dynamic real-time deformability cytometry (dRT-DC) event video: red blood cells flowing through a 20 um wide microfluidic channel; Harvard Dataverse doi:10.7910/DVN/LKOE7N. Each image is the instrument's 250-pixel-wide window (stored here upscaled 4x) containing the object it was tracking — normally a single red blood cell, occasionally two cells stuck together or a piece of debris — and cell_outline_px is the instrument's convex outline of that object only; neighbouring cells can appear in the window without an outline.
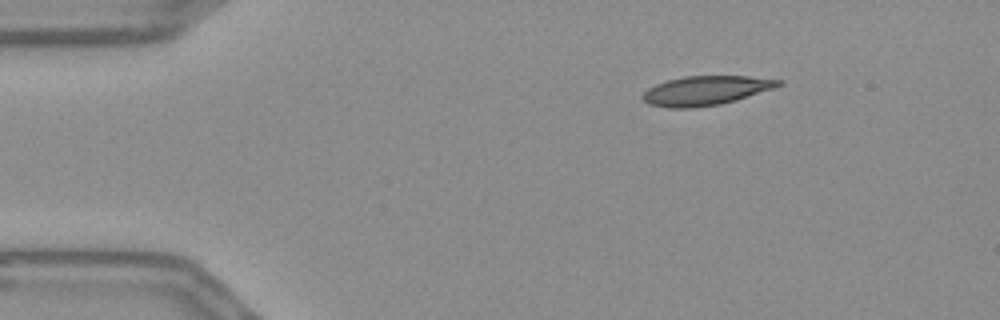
{"species": "Egyptian fruit bat (a non-hibernating species)", "species_latin": "Rousettus aegyptiacus", "temperature_condition": "warm", "stored_images_in_passage": 48, "camera_frame_rate_fps": 3000, "um_per_image_px": 0.085, "frame": {"image": 1, "passage_image": 1, "time_ms": 0.0, "image_size_px": [1000, 320], "cell_outline_px": [[784, 84], [736, 100], [720, 104], [692, 108], [668, 108], [648, 104], [640, 96], [648, 88], [656, 84], [668, 80], [684, 76], [748, 76], [780, 80]], "centroid_in_image_um": [59.94, 7.7], "position_along_channel_um": 25.1, "area_um2": 23.0}}
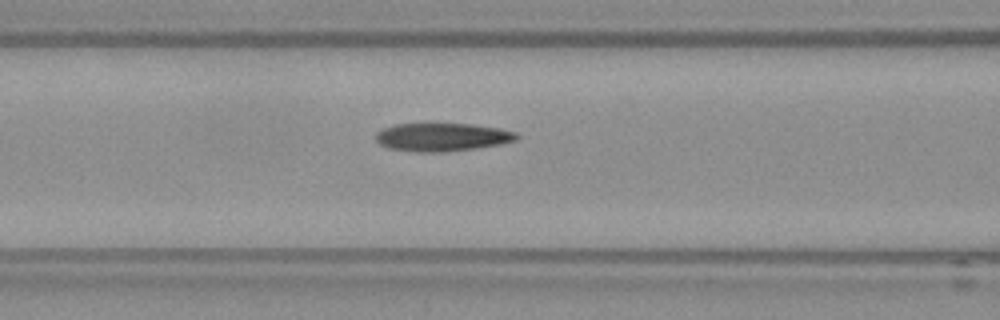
{"frame": {"image": 2, "passage_image": 15, "time_ms": 4.667, "image_size_px": [1000, 320], "cell_outline_px": [[520, 136], [516, 140], [504, 144], [476, 148], [444, 152], [416, 152], [388, 148], [380, 144], [376, 140], [376, 132], [384, 128], [396, 124], [472, 124], [500, 128], [516, 132]], "centroid_in_image_um": [37.62, 11.66], "position_along_channel_um": 129.0, "area_um2": 23.24}}
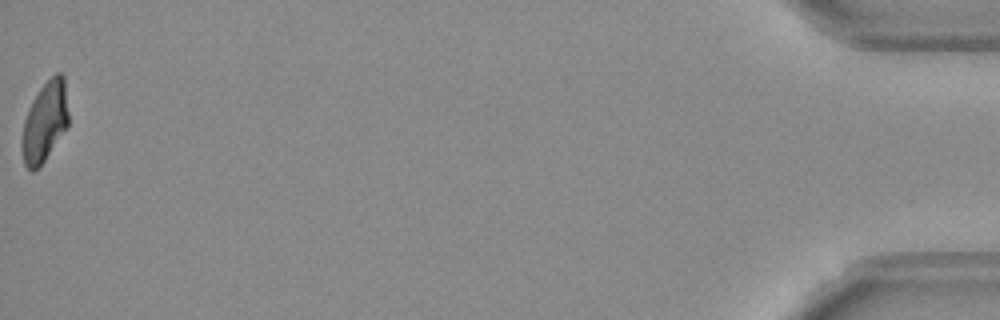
{"frame": {"image": 3, "passage_image": 48, "time_ms": 15.667, "image_size_px": [1000, 320], "cell_outline_px": [[68, 128], [40, 168], [32, 172], [24, 164], [20, 148], [20, 144], [24, 120], [28, 108], [32, 100], [40, 88], [56, 72], [60, 72], [64, 76], [68, 112]], "centroid_in_image_um": [3.8, 10.41], "position_along_channel_um": 431.4, "area_um2": 22.25}, "authors_computed_cell_mechanics": {"area_um2": 23.3801, "velocity_mm_per_s": 3.6623, "shape_relaxation_time_tau1_ms": 6.6341, "shape_relaxation_time_tau2_ms": 3.4004, "deformation_change_tau1": 0.2291, "deformation_change_tau2": 0.1128}}